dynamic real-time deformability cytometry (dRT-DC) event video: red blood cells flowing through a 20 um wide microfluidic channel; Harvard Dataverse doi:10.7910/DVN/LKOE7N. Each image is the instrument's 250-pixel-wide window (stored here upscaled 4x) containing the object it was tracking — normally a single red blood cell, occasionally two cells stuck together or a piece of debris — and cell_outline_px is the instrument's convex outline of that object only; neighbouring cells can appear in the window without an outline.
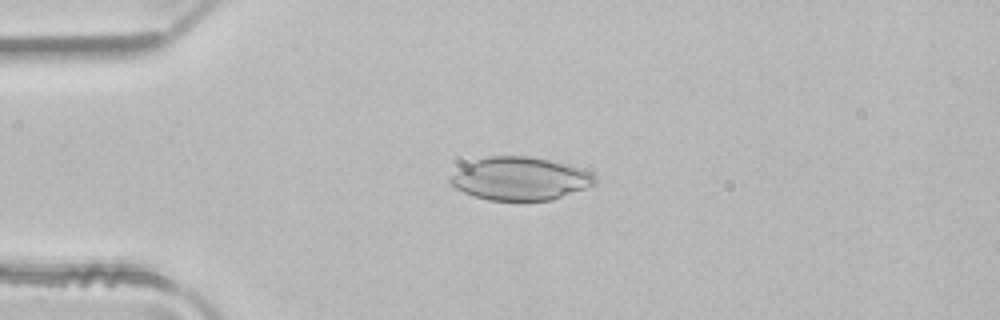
{"species": "common noctule bat (a hibernating species)", "species_latin": "Nyctalus noctula", "temperature_condition": "room temperature", "stored_images_in_passage": 2, "camera_frame_rate_fps": 3000, "um_per_image_px": 0.085, "animal": {"sex": "male", "body_mass_g": 21.5, "forearm_length_mm": 52.0}, "frame": {"image": 1, "passage_image": 2, "time_ms": 0.333, "image_size_px": [1000, 320], "cell_outline_px": [[596, 180], [592, 184], [584, 188], [552, 200], [488, 200], [472, 196], [456, 188], [448, 180], [452, 176], [468, 164], [476, 160], [488, 156], [528, 156], [548, 160], [584, 168], [592, 172], [596, 176]], "centroid_in_image_um": [44.24, 15.19], "position_along_channel_um": 40.8, "area_um2": 35.78}}